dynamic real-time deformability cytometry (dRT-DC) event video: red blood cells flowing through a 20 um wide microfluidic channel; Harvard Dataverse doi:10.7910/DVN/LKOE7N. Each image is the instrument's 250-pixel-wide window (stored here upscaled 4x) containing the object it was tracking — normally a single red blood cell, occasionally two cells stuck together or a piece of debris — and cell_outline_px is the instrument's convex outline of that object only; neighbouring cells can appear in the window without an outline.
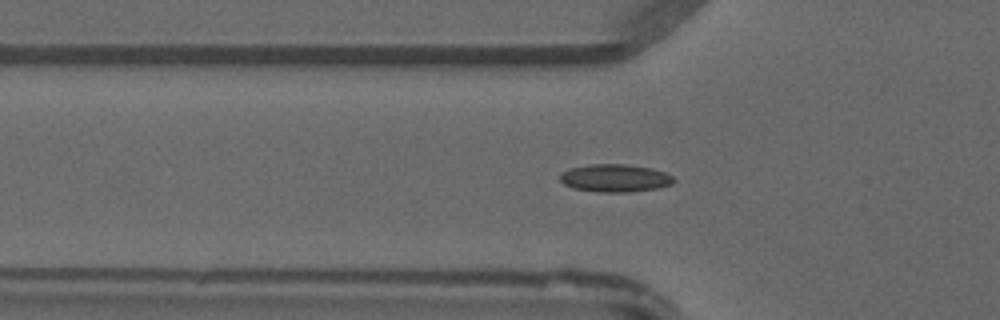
{"species": "common noctule bat (a hibernating species)", "species_latin": "Nyctalus noctula", "temperature_condition": "warm", "stored_images_in_passage": 48, "camera_frame_rate_fps": 3000, "um_per_image_px": 0.085, "animal": {"sex": "male", "forearm_length_mm": 52.5}, "frame": {"image": 1, "passage_image": 16, "time_ms": 5.0, "image_size_px": [1000, 320], "cell_outline_px": [[676, 180], [672, 184], [656, 188], [628, 192], [600, 192], [572, 188], [564, 184], [560, 180], [560, 176], [564, 172], [572, 168], [588, 164], [628, 164], [652, 168], [664, 172], [672, 176]], "centroid_in_image_um": [52.3, 15.13], "position_along_channel_um": 73.5, "area_um2": 18.32}}
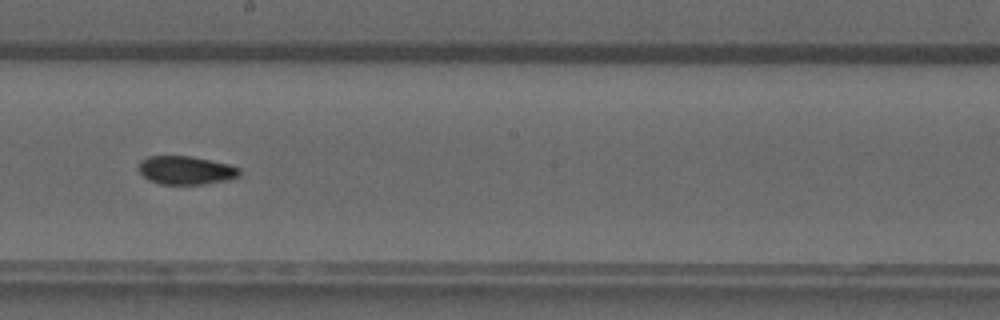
{"frame": {"image": 2, "passage_image": 27, "time_ms": 8.667, "image_size_px": [1000, 320], "cell_outline_px": [[240, 176], [232, 180], [204, 184], [160, 184], [148, 180], [140, 172], [140, 160], [148, 156], [192, 156], [228, 164], [240, 168]], "centroid_in_image_um": [15.84, 14.48], "position_along_channel_um": 232.4, "area_um2": 16.82}}
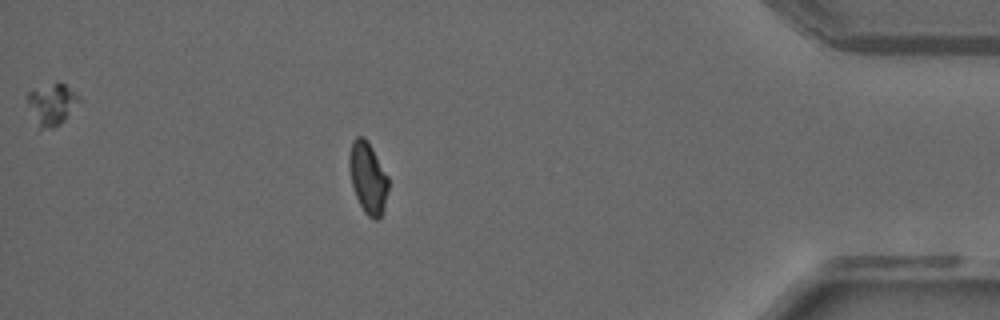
{"frame": {"image": 3, "passage_image": 42, "time_ms": 13.667, "image_size_px": [1000, 320], "cell_outline_px": [[388, 188], [384, 208], [380, 216], [376, 220], [368, 216], [364, 212], [356, 196], [352, 184], [348, 164], [348, 156], [352, 140], [356, 136], [364, 136], [368, 140], [388, 176]], "centroid_in_image_um": [31.26, 15.06], "position_along_channel_um": 403.9, "area_um2": 16.3}}